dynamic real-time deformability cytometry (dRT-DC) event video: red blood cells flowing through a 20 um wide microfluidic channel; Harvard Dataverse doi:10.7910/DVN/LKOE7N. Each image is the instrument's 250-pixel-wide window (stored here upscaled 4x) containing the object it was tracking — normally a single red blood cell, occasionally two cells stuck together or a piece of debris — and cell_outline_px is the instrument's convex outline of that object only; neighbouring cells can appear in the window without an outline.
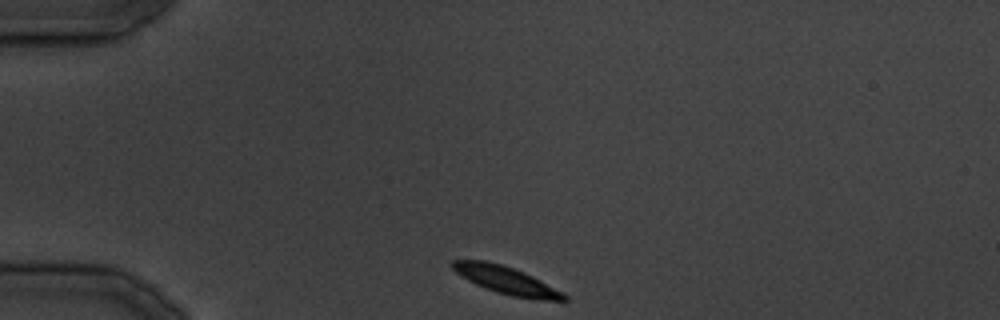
{"species": "common noctule bat (a hibernating species)", "species_latin": "Nyctalus noctula", "temperature_condition": "cold", "stored_images_in_passage": 28, "camera_frame_rate_fps": 3000, "um_per_image_px": 0.085, "animal": {"sex": "male", "body_mass_g": 19.5, "forearm_length_mm": 54.6}, "frame": {"image": 1, "passage_image": 1, "time_ms": 0.0, "image_size_px": [1000, 320], "cell_outline_px": [[568, 300], [540, 300], [512, 296], [496, 292], [484, 288], [460, 276], [448, 264], [452, 260], [488, 260], [524, 272], [532, 276], [568, 296]], "centroid_in_image_um": [42.96, 23.81], "position_along_channel_um": 42.0, "area_um2": 17.8}}
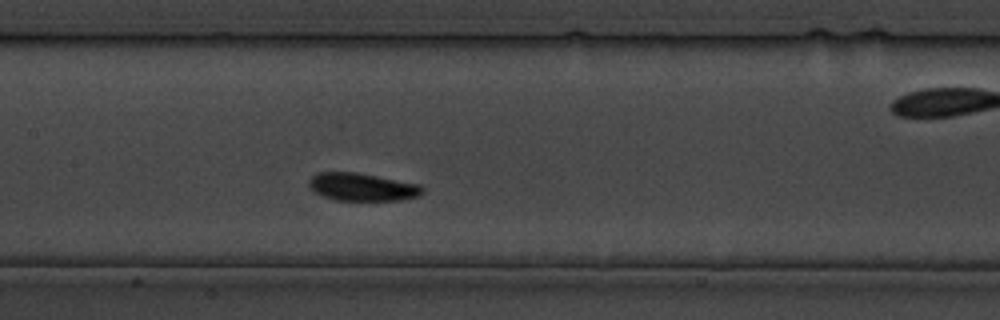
{"frame": {"image": 2, "passage_image": 10, "time_ms": 11.333, "image_size_px": [1000, 320], "cell_outline_px": [[424, 192], [416, 196], [404, 200], [336, 200], [312, 192], [308, 184], [308, 180], [316, 172], [356, 172], [420, 184], [424, 188]], "centroid_in_image_um": [30.76, 15.89], "position_along_channel_um": 176.6, "area_um2": 18.5}}
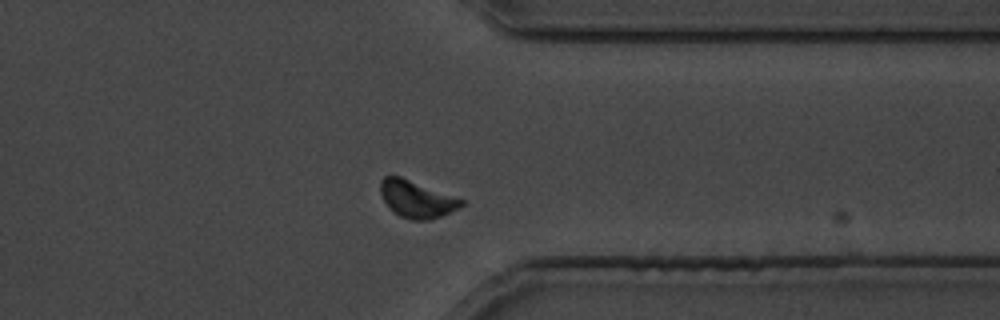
{"frame": {"image": 3, "passage_image": 21, "time_ms": 24.667, "image_size_px": [1000, 320], "cell_outline_px": [[464, 204], [460, 208], [432, 220], [412, 220], [400, 216], [384, 200], [380, 192], [380, 180], [384, 176], [400, 176], [464, 200]], "centroid_in_image_um": [35.43, 16.93], "position_along_channel_um": 376.0, "area_um2": 17.22}}